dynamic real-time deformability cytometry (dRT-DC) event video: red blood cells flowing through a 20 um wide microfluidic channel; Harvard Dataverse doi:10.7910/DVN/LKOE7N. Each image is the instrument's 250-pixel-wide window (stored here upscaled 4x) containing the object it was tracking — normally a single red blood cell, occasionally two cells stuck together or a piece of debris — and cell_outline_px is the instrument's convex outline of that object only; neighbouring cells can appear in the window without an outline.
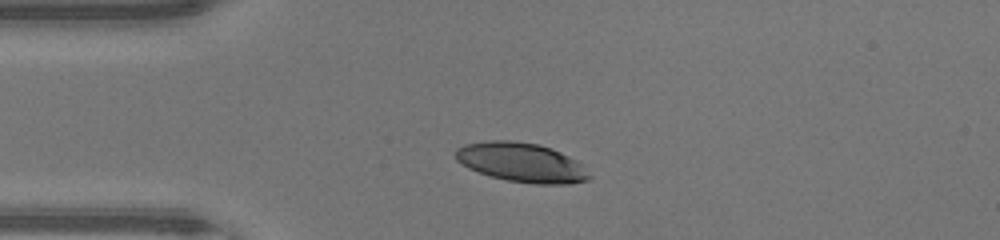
{"species": "human", "species_latin": "Homo sapiens", "temperature_condition": "warm", "stored_images_in_passage": 37, "camera_frame_rate_fps": 3000, "um_per_image_px": 0.085, "donor": {"sex": "male"}, "frame": {"image": 1, "passage_image": 1, "time_ms": 0.0, "image_size_px": [1000, 240], "cell_outline_px": [[592, 176], [588, 180], [568, 184], [532, 184], [508, 180], [492, 176], [468, 168], [456, 160], [456, 148], [464, 144], [492, 140], [512, 140], [536, 144], [552, 148], [576, 160]], "centroid_in_image_um": [44.33, 13.8], "position_along_channel_um": 40.7, "area_um2": 30.46}}
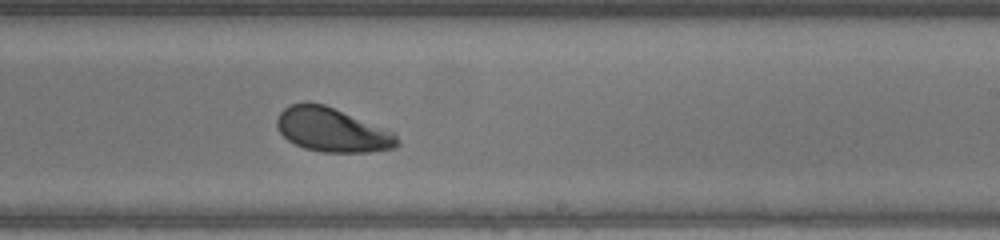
{"frame": {"image": 2, "passage_image": 18, "time_ms": 5.667, "image_size_px": [1000, 240], "cell_outline_px": [[400, 144], [396, 148], [368, 152], [324, 152], [304, 148], [288, 140], [280, 132], [276, 124], [276, 120], [280, 112], [288, 104], [304, 100], [308, 100], [324, 104], [392, 132], [396, 136]], "centroid_in_image_um": [28.17, 11.02], "position_along_channel_um": 260.8, "area_um2": 30.81}}
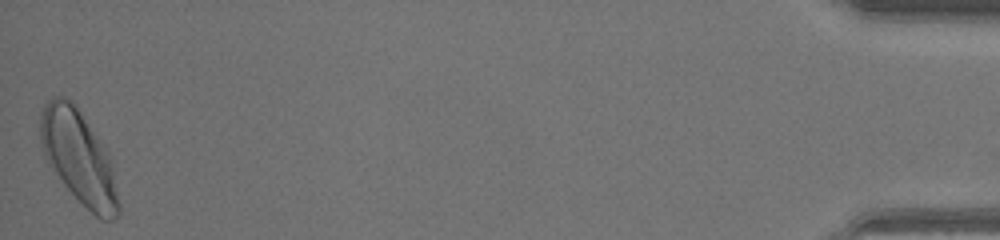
{"frame": {"image": 3, "passage_image": 37, "time_ms": 12.0, "image_size_px": [1000, 240], "cell_outline_px": [[120, 212], [112, 220], [100, 220], [64, 184], [44, 156], [40, 140], [40, 112], [44, 104], [52, 96], [64, 96], [76, 104], [108, 152], [120, 204]], "centroid_in_image_um": [6.68, 13.32], "position_along_channel_um": 428.5, "area_um2": 42.02}, "authors_computed_cell_mechanics": {"area_um2": 31.9056, "velocity_mm_per_s": 4.3043, "shape_relaxation_time_tau1_ms": 2.5835, "shape_relaxation_time_tau2_ms": null, "deformation_change_tau1": 0.1491, "deformation_change_tau2": null}}